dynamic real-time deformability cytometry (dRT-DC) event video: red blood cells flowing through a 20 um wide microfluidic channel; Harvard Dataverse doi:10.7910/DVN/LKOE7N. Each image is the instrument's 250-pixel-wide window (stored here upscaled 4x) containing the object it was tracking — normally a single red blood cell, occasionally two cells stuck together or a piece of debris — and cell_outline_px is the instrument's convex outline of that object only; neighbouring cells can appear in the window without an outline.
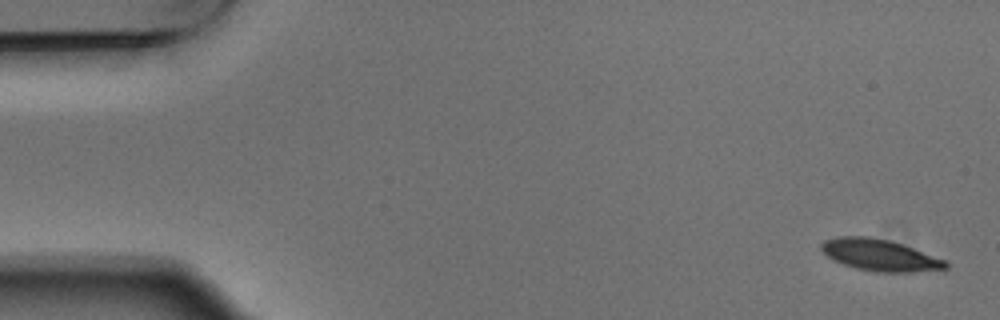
{"species": "Egyptian fruit bat (a non-hibernating species)", "species_latin": "Rousettus aegyptiacus", "temperature_condition": "warm", "stored_images_in_passage": 6, "camera_frame_rate_fps": 3000, "um_per_image_px": 0.085, "animal": {"sex": "male"}, "frame": {"image": 1, "passage_image": 1, "time_ms": 0.0, "image_size_px": [1000, 320], "cell_outline_px": [[948, 268], [908, 272], [876, 272], [856, 268], [832, 260], [820, 248], [820, 244], [824, 240], [836, 236], [872, 236], [888, 240], [948, 260]], "centroid_in_image_um": [74.76, 21.67], "position_along_channel_um": 10.2, "area_um2": 22.83}}
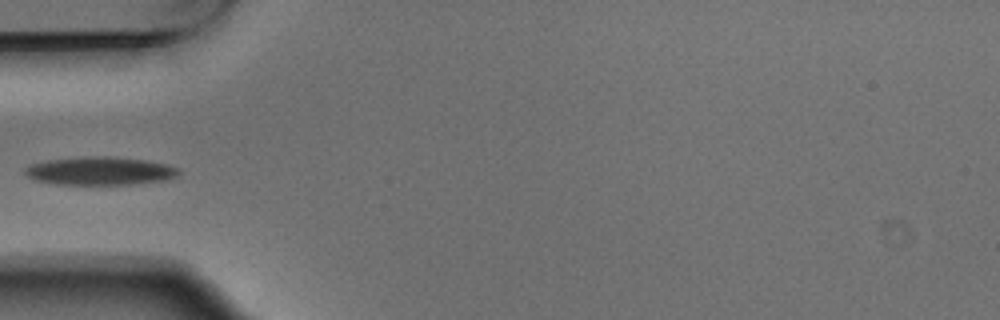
{"frame": {"image": 2, "passage_image": 5, "time_ms": 1.333, "image_size_px": [1000, 320], "cell_outline_px": [[180, 172], [176, 176], [164, 180], [132, 184], [56, 184], [32, 180], [24, 172], [24, 168], [28, 164], [48, 160], [92, 156], [112, 156], [144, 160], [168, 164], [180, 168]], "centroid_in_image_um": [8.48, 14.52], "position_along_channel_um": 76.5, "area_um2": 25.32}}
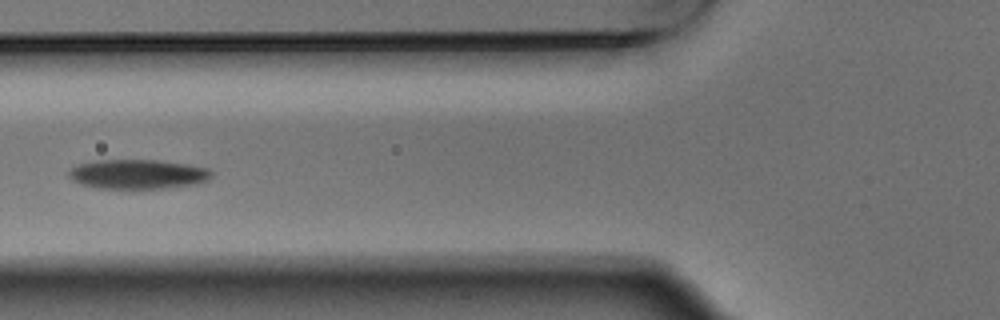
{"frame": {"image": 3, "passage_image": 6, "time_ms": 1.667, "image_size_px": [1000, 320], "cell_outline_px": [[216, 172], [208, 180], [196, 184], [164, 188], [100, 188], [80, 184], [72, 180], [68, 176], [68, 172], [76, 164], [96, 160], [156, 160], [188, 164], [208, 168]], "centroid_in_image_um": [11.74, 14.8], "position_along_channel_um": 114.1, "area_um2": 24.68}}